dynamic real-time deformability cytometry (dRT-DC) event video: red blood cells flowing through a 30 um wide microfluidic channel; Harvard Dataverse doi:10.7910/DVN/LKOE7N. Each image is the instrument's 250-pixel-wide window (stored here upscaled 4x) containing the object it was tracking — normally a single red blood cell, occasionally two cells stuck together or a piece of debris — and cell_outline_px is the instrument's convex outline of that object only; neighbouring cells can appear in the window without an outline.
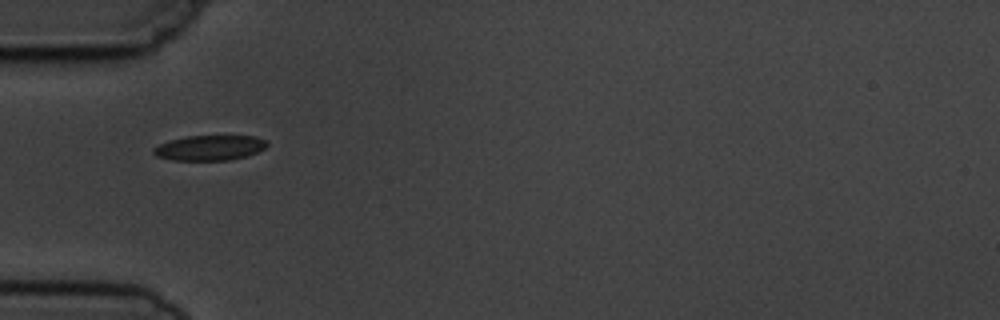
{"species": "common noctule bat (a hibernating species)", "species_latin": "Nyctalus noctula", "temperature_condition": "cold", "stored_images_in_passage": 5, "camera_frame_rate_fps": 3000, "um_per_image_px": 0.085, "animal": {"sex": "male", "body_mass_g": 19.5, "forearm_length_mm": 54.6}, "frame": {"image": 1, "passage_image": 1, "time_ms": 0.0, "image_size_px": [1000, 320], "cell_outline_px": [[268, 144], [264, 148], [248, 156], [228, 160], [172, 160], [156, 156], [152, 152], [152, 148], [168, 140], [188, 136], [256, 136], [268, 140]], "centroid_in_image_um": [17.82, 12.56], "position_along_channel_um": 67.2, "area_um2": 16.7}}
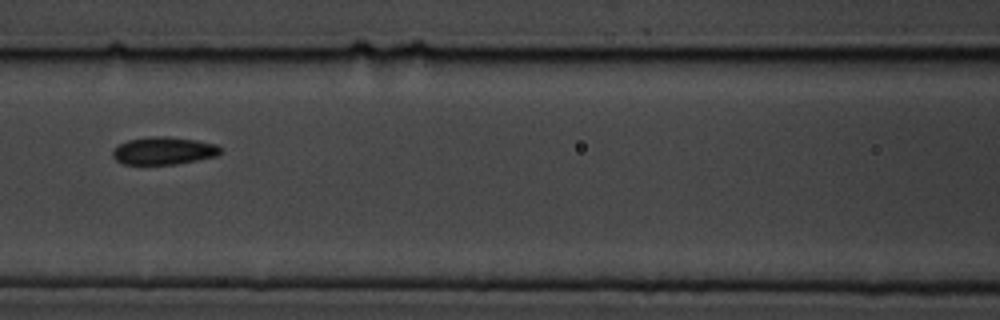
{"frame": {"image": 2, "passage_image": 3, "time_ms": 2.333, "image_size_px": [1000, 320], "cell_outline_px": [[220, 152], [216, 156], [176, 164], [124, 164], [116, 160], [112, 156], [112, 148], [128, 140], [152, 136], [168, 136], [196, 140], [216, 144], [220, 148]], "centroid_in_image_um": [13.87, 12.81], "position_along_channel_um": 152.7, "area_um2": 17.28}}
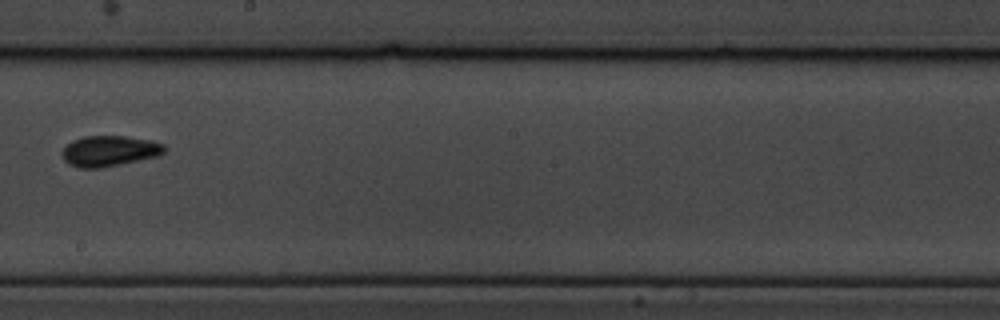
{"frame": {"image": 3, "passage_image": 5, "time_ms": 4.667, "image_size_px": [1000, 320], "cell_outline_px": [[164, 152], [156, 156], [120, 164], [96, 168], [80, 168], [68, 164], [60, 156], [60, 152], [72, 140], [84, 136], [124, 136], [152, 140], [164, 144]], "centroid_in_image_um": [9.24, 12.83], "position_along_channel_um": 239.0, "area_um2": 18.21}}